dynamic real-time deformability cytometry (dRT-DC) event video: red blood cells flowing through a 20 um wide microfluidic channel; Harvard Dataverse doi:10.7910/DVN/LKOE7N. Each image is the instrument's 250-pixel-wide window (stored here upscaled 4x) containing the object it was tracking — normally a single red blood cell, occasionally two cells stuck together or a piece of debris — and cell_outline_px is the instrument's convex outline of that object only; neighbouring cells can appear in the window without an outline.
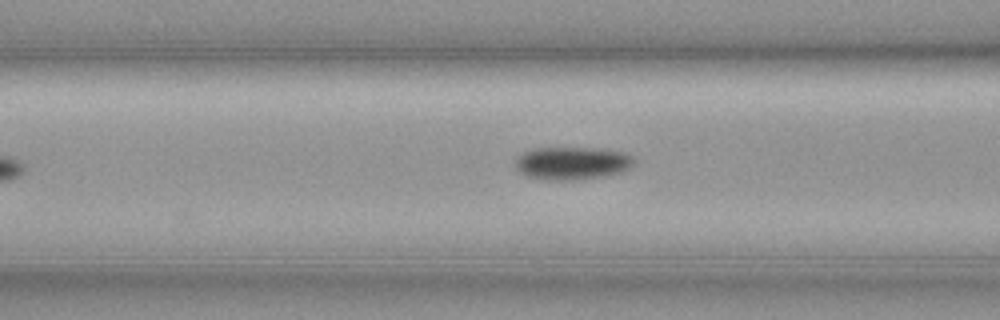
{"species": "common noctule bat (a hibernating species)", "species_latin": "Nyctalus noctula", "temperature_condition": "cold", "stored_images_in_passage": 33, "camera_frame_rate_fps": 3000, "um_per_image_px": 0.085, "animal": {"sex": "female", "body_mass_g": 19.3, "forearm_length_mm": 54.1}, "frame": {"image": 1, "passage_image": 10, "time_ms": 3.0, "image_size_px": [1000, 320], "cell_outline_px": [[636, 160], [628, 168], [620, 172], [604, 176], [576, 180], [544, 180], [528, 176], [520, 172], [516, 168], [516, 160], [524, 152], [536, 148], [596, 148], [624, 152], [632, 156]], "centroid_in_image_um": [48.64, 13.87], "position_along_channel_um": 118.0, "area_um2": 22.6}}
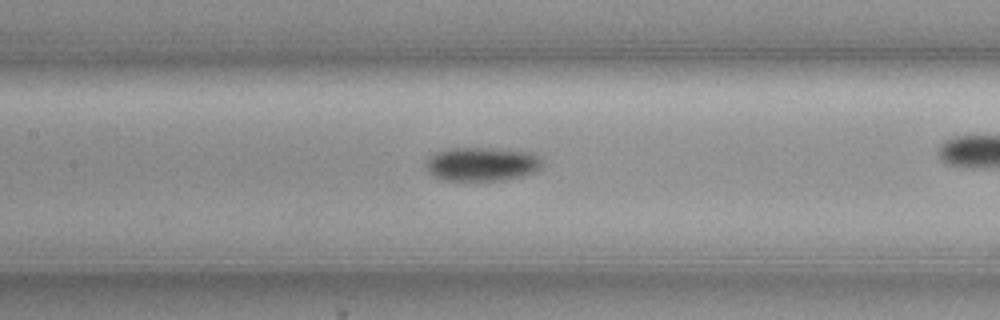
{"frame": {"image": 2, "passage_image": 14, "time_ms": 4.333, "image_size_px": [1000, 320], "cell_outline_px": [[544, 164], [536, 172], [524, 176], [500, 180], [444, 180], [428, 172], [428, 156], [436, 152], [452, 148], [504, 148], [532, 152]], "centroid_in_image_um": [41.02, 13.93], "position_along_channel_um": 166.4, "area_um2": 22.95}}
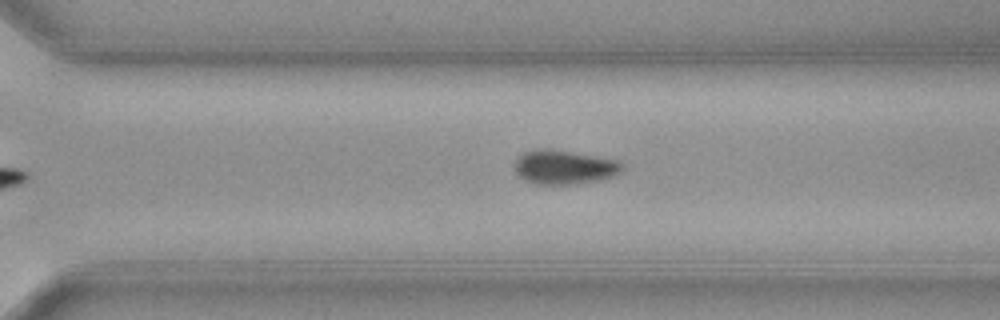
{"frame": {"image": 3, "passage_image": 27, "time_ms": 8.667, "image_size_px": [1000, 320], "cell_outline_px": [[624, 168], [616, 176], [576, 184], [532, 184], [524, 180], [516, 172], [516, 160], [524, 152], [540, 148], [548, 148], [616, 160], [624, 164]], "centroid_in_image_um": [47.97, 14.21], "position_along_channel_um": 322.6, "area_um2": 21.21}, "authors_computed_cell_mechanics": {"area_um2": 22.253, "velocity_mm_per_s": 3.6177, "shape_relaxation_time_tau1_ms": 5.9936, "shape_relaxation_time_tau2_ms": null, "deformation_change_tau1": 0.1293, "deformation_change_tau2": null}}